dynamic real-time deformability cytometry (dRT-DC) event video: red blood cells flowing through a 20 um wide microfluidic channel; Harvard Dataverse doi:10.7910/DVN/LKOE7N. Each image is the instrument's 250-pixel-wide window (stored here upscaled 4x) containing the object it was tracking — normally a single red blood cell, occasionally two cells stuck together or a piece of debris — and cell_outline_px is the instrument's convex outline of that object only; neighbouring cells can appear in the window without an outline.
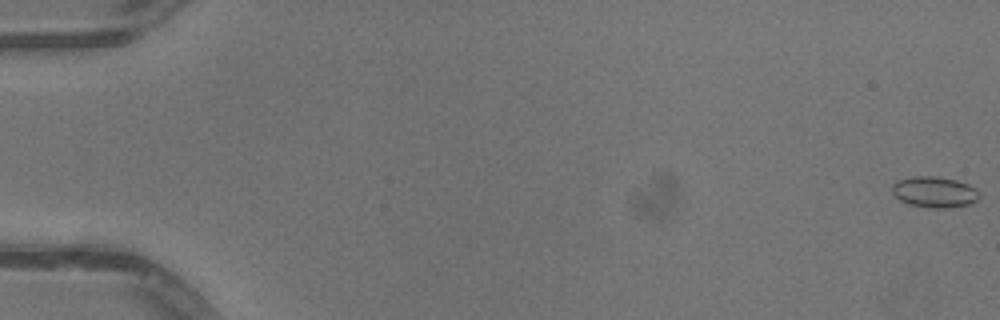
{"species": "common noctule bat (a hibernating species)", "species_latin": "Nyctalus noctula", "temperature_condition": "warm", "stored_images_in_passage": 52, "camera_frame_rate_fps": 3000, "um_per_image_px": 0.085, "animal": {"sex": "male", "body_mass_g": 13.3}, "frame": {"image": 1, "passage_image": 1, "time_ms": 0.0, "image_size_px": [1000, 320], "cell_outline_px": [[980, 196], [976, 200], [968, 204], [948, 208], [932, 208], [908, 204], [900, 200], [892, 192], [892, 184], [896, 180], [912, 176], [936, 176], [956, 180], [968, 184], [976, 188]], "centroid_in_image_um": [79.41, 16.31], "position_along_channel_um": 5.6, "area_um2": 15.78}}
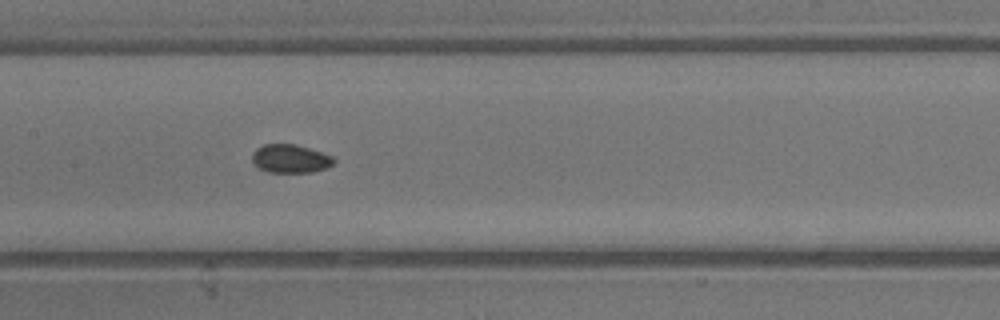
{"frame": {"image": 2, "passage_image": 27, "time_ms": 8.667, "image_size_px": [1000, 320], "cell_outline_px": [[336, 160], [332, 164], [324, 168], [312, 172], [268, 172], [260, 168], [252, 160], [252, 152], [256, 148], [264, 144], [296, 144], [332, 156]], "centroid_in_image_um": [24.66, 13.48], "position_along_channel_um": 182.7, "area_um2": 13.35}}
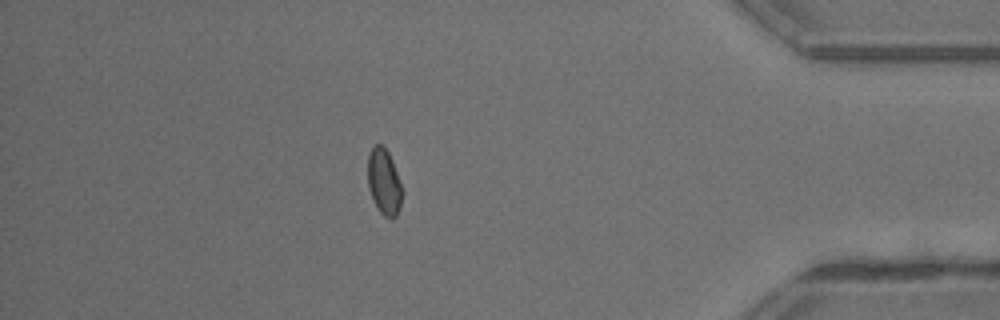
{"frame": {"image": 3, "passage_image": 46, "time_ms": 15.0, "image_size_px": [1000, 320], "cell_outline_px": [[404, 192], [396, 216], [392, 220], [384, 216], [380, 212], [368, 188], [368, 156], [372, 148], [376, 144], [380, 144], [388, 152], [392, 160]], "centroid_in_image_um": [32.66, 15.48], "position_along_channel_um": 402.5, "area_um2": 13.12}, "authors_computed_cell_mechanics": {"area_um2": 13.7564, "velocity_mm_per_s": 4.111, "shape_relaxation_time_tau1_ms": 3.6987, "shape_relaxation_time_tau2_ms": 3.0459, "deformation_change_tau1": 0.0779, "deformation_change_tau2": 0.055}}